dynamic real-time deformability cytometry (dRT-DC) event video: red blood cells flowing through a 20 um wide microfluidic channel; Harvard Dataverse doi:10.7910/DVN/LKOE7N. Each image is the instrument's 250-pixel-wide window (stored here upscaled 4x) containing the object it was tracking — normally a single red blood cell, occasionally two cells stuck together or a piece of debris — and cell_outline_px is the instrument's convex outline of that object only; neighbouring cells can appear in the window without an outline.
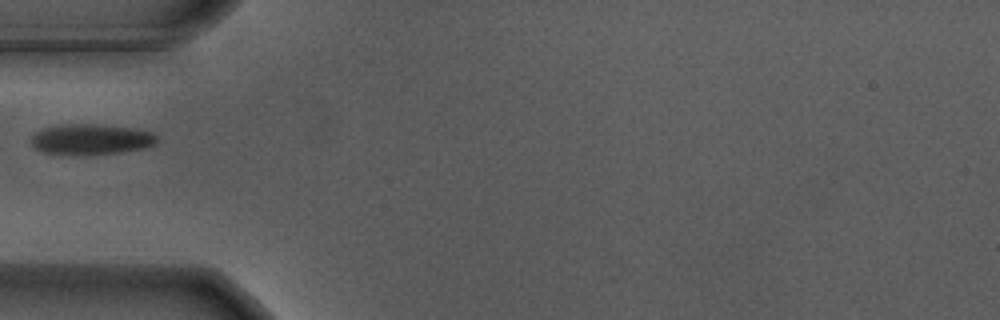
{"species": "Egyptian fruit bat (a non-hibernating species)", "species_latin": "Rousettus aegyptiacus", "temperature_condition": "warm", "stored_images_in_passage": 4, "camera_frame_rate_fps": 3000, "um_per_image_px": 0.085, "animal": {"sex": "male"}, "frame": {"image": 1, "passage_image": 1, "time_ms": 0.0, "image_size_px": [1000, 320], "cell_outline_px": [[156, 144], [144, 148], [120, 152], [44, 152], [36, 148], [32, 144], [32, 136], [36, 132], [44, 128], [60, 124], [88, 124], [128, 128], [152, 132], [156, 136]], "centroid_in_image_um": [7.75, 11.8], "position_along_channel_um": 77.2, "area_um2": 21.15}}
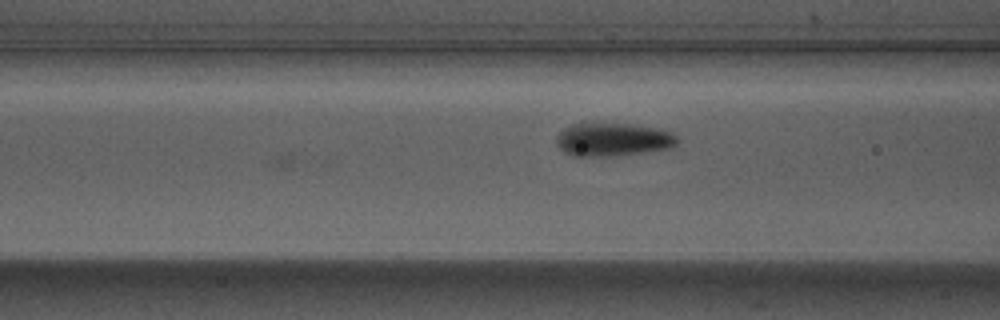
{"frame": {"image": 2, "passage_image": 4, "time_ms": 1.0, "image_size_px": [1000, 320], "cell_outline_px": [[676, 144], [668, 148], [640, 152], [604, 156], [572, 156], [564, 152], [556, 144], [556, 136], [564, 128], [572, 124], [632, 124], [660, 128], [672, 132], [676, 136]], "centroid_in_image_um": [52.06, 11.85], "position_along_channel_um": 114.5, "area_um2": 23.06}}